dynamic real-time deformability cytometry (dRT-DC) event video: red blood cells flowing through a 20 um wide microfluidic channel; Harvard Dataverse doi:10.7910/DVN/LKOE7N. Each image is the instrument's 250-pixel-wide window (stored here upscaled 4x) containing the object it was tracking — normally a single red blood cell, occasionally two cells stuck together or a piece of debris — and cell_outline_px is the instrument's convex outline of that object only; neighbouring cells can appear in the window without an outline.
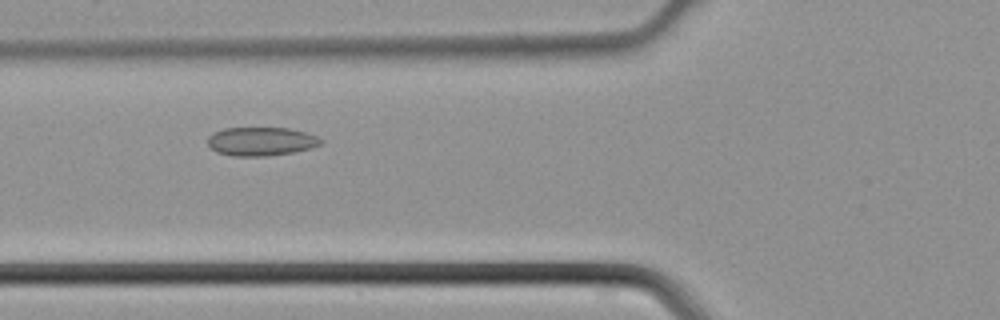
{"species": "common noctule bat (a hibernating species)", "species_latin": "Nyctalus noctula", "temperature_condition": "cold", "stored_images_in_passage": 2, "camera_frame_rate_fps": 3000, "um_per_image_px": 0.085, "animal": {"sex": "male", "body_mass_g": 21.5, "forearm_length_mm": 52.0}, "frame": {"image": 1, "passage_image": 2, "time_ms": 0.333, "image_size_px": [1000, 320], "cell_outline_px": [[324, 140], [320, 144], [312, 148], [292, 152], [268, 156], [232, 156], [216, 152], [208, 144], [208, 136], [212, 132], [224, 128], [288, 128], [304, 132], [316, 136]], "centroid_in_image_um": [22.17, 12.02], "position_along_channel_um": 103.6, "area_um2": 18.9}}